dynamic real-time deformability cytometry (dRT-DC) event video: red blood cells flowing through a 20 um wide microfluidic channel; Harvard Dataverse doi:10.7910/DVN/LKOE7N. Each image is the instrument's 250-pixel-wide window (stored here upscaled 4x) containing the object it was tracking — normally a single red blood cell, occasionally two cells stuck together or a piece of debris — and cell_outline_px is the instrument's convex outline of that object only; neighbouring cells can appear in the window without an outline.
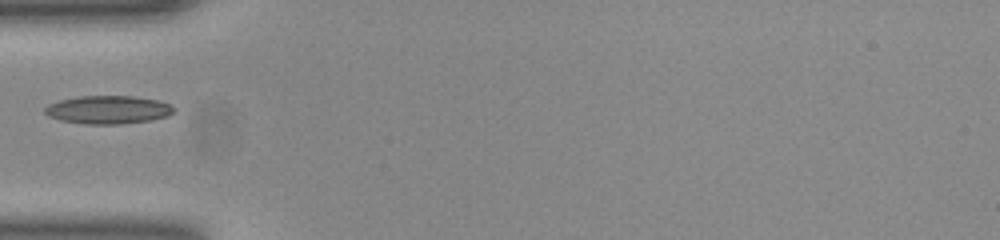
{"species": "common noctule bat (a hibernating species)", "species_latin": "Nyctalus noctula", "temperature_condition": "room temperature", "stored_images_in_passage": 3, "camera_frame_rate_fps": 3000, "um_per_image_px": 0.085, "animal": {"sex": "female", "body_mass_g": 23.0, "forearm_length_mm": 53.4}, "frame": {"image": 1, "passage_image": 1, "time_ms": 0.0, "image_size_px": [1000, 240], "cell_outline_px": [[176, 108], [168, 116], [148, 120], [120, 124], [84, 124], [60, 120], [48, 116], [44, 112], [44, 108], [48, 104], [60, 100], [80, 96], [132, 96], [160, 100], [172, 104]], "centroid_in_image_um": [9.19, 9.32], "position_along_channel_um": 75.8, "area_um2": 21.27}}